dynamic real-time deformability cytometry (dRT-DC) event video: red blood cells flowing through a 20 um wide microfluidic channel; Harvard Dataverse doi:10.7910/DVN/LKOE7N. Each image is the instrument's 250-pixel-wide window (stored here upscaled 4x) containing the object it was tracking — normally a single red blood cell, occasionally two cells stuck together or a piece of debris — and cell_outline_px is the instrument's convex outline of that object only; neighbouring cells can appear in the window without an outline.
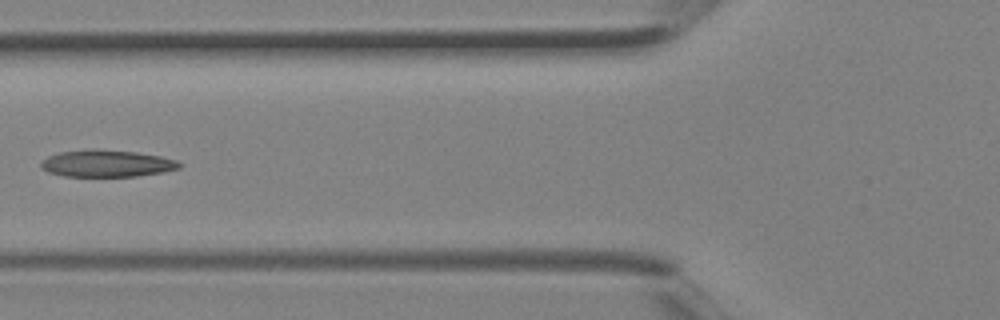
{"species": "Egyptian fruit bat (a non-hibernating species)", "species_latin": "Rousettus aegyptiacus", "temperature_condition": "room temperature", "stored_images_in_passage": 4, "camera_frame_rate_fps": 3000, "um_per_image_px": 0.085, "animal": {"sex": "female"}, "frame": {"image": 1, "passage_image": 4, "time_ms": 1.0, "image_size_px": [1000, 320], "cell_outline_px": [[184, 164], [180, 168], [164, 172], [136, 176], [64, 176], [48, 172], [40, 168], [40, 160], [48, 156], [60, 152], [92, 148], [136, 152], [160, 156], [176, 160]], "centroid_in_image_um": [9.06, 13.89], "position_along_channel_um": 116.7, "area_um2": 21.96}}